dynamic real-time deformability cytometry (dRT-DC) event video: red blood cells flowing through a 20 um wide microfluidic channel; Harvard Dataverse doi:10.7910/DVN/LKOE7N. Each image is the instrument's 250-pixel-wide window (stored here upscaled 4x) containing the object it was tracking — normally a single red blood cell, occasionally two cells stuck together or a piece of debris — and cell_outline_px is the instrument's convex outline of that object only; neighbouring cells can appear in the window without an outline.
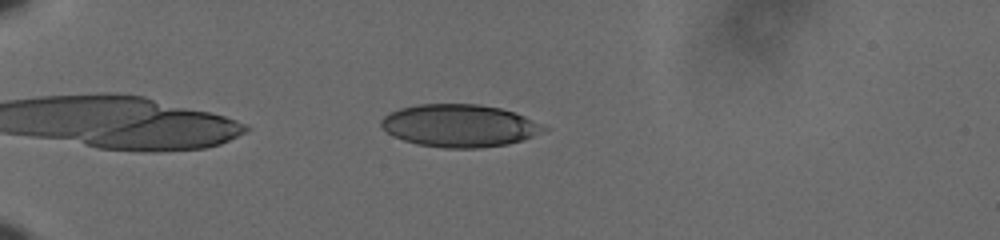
{"species": "human", "species_latin": "Homo sapiens", "temperature_condition": "cold", "stored_images_in_passage": 45, "camera_frame_rate_fps": 3000, "um_per_image_px": 0.085, "donor": {"sex": "male"}, "frame": {"image": 1, "passage_image": 4, "time_ms": 1.0, "image_size_px": [1000, 240], "cell_outline_px": [[548, 128], [532, 136], [508, 144], [480, 148], [444, 148], [416, 144], [392, 136], [380, 124], [380, 120], [388, 112], [400, 108], [420, 104], [480, 104], [500, 108], [516, 112]], "centroid_in_image_um": [39.01, 10.68], "position_along_channel_um": 46.0, "area_um2": 40.23}}
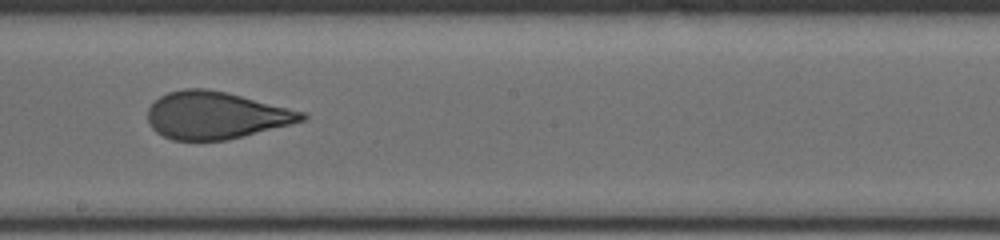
{"frame": {"image": 2, "passage_image": 23, "time_ms": 7.333, "image_size_px": [1000, 240], "cell_outline_px": [[308, 116], [304, 120], [244, 136], [224, 140], [172, 140], [156, 132], [148, 124], [148, 108], [160, 96], [168, 92], [184, 88], [204, 88], [224, 92], [308, 112]], "centroid_in_image_um": [18.33, 9.8], "position_along_channel_um": 229.9, "area_um2": 42.25}}
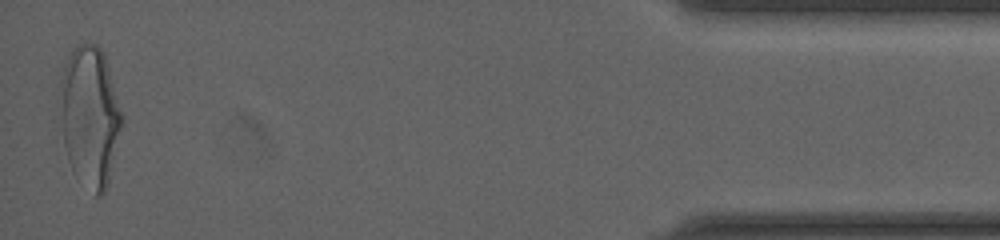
{"frame": {"image": 3, "passage_image": 45, "time_ms": 14.667, "image_size_px": [1000, 240], "cell_outline_px": [[124, 120], [108, 184], [104, 192], [100, 196], [96, 196], [72, 172], [68, 160], [64, 144], [60, 80], [60, 76], [68, 56], [72, 48], [76, 44], [96, 44], [104, 52], [124, 116]], "centroid_in_image_um": [7.67, 9.87], "position_along_channel_um": 427.5, "area_um2": 50.69}, "authors_computed_cell_mechanics": {"area_um2": 42.9454, "velocity_mm_per_s": 3.6219, "shape_relaxation_time_tau1_ms": 5.5917, "shape_relaxation_time_tau2_ms": 0.9807, "deformation_change_tau1": 0.186, "deformation_change_tau2": 0.0877}}